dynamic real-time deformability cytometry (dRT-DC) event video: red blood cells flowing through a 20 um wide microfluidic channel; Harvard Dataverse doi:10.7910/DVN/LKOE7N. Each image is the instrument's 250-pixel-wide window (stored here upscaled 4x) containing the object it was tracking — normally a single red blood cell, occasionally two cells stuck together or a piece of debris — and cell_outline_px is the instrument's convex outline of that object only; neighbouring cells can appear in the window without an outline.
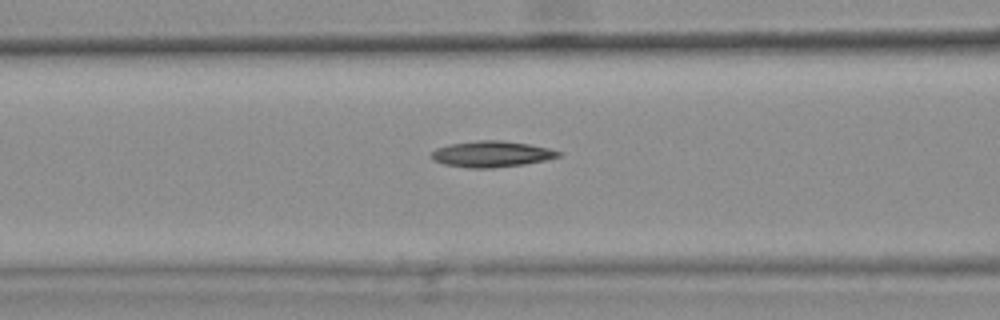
{"species": "common noctule bat (a hibernating species)", "species_latin": "Nyctalus noctula", "temperature_condition": "warm", "stored_images_in_passage": 47, "camera_frame_rate_fps": 3000, "um_per_image_px": 0.085, "animal": {"sex": "female", "body_mass_g": 25.1}, "frame": {"image": 1, "passage_image": 21, "time_ms": 6.667, "image_size_px": [1000, 320], "cell_outline_px": [[560, 156], [544, 160], [524, 164], [492, 168], [468, 168], [444, 164], [432, 160], [432, 152], [436, 148], [448, 144], [476, 140], [500, 140], [528, 144], [548, 148], [560, 152]], "centroid_in_image_um": [41.73, 13.09], "position_along_channel_um": 124.9, "area_um2": 19.19}}